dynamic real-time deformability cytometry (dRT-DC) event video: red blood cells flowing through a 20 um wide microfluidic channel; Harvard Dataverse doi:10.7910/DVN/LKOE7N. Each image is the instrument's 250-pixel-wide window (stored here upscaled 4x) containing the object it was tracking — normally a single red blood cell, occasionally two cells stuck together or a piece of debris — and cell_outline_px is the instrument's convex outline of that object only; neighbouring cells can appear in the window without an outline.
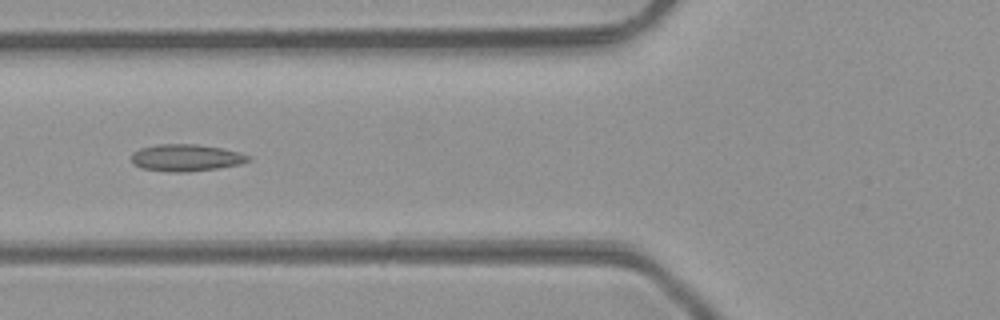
{"species": "common noctule bat (a hibernating species)", "species_latin": "Nyctalus noctula", "temperature_condition": "room temperature", "stored_images_in_passage": 34, "camera_frame_rate_fps": 3000, "um_per_image_px": 0.085, "animal": {"sex": "male", "body_mass_g": 23.1, "forearm_length_mm": 52.7}, "frame": {"image": 1, "passage_image": 5, "time_ms": 1.333, "image_size_px": [1000, 320], "cell_outline_px": [[252, 160], [240, 164], [216, 168], [188, 172], [168, 172], [140, 168], [132, 164], [132, 152], [140, 148], [156, 144], [196, 144], [220, 148], [240, 152], [252, 156]], "centroid_in_image_um": [15.8, 13.41], "position_along_channel_um": 110.0, "area_um2": 18.55}}
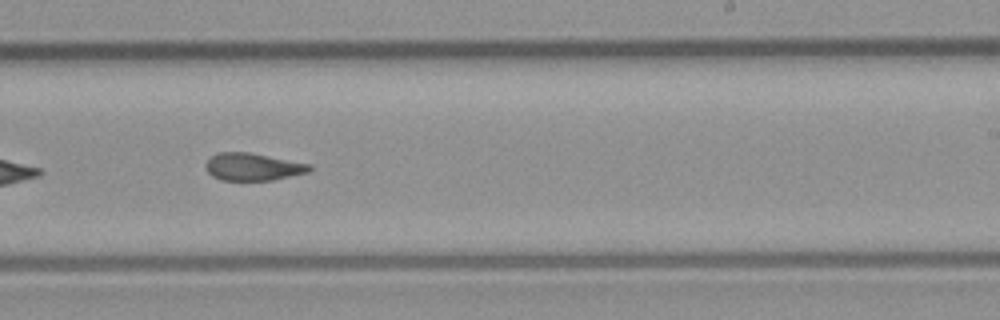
{"frame": {"image": 2, "passage_image": 16, "time_ms": 5.0, "image_size_px": [1000, 320], "cell_outline_px": [[312, 168], [308, 172], [272, 180], [220, 180], [212, 176], [208, 172], [204, 164], [216, 152], [248, 152], [312, 164]], "centroid_in_image_um": [21.48, 14.17], "position_along_channel_um": 267.5, "area_um2": 16.59}}
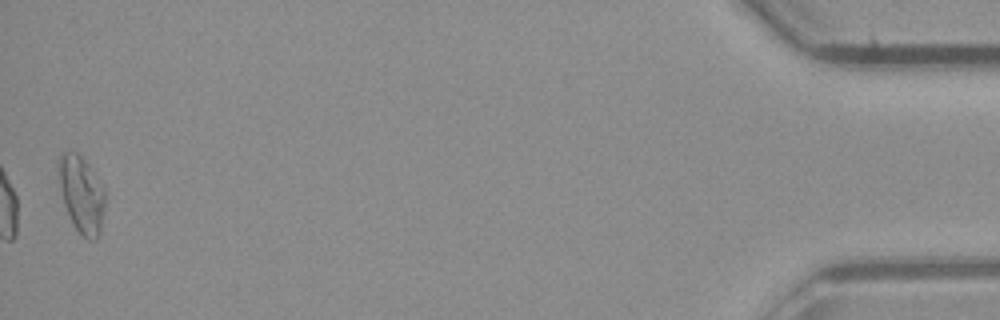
{"frame": {"image": 3, "passage_image": 34, "time_ms": 11.0, "image_size_px": [1000, 320], "cell_outline_px": [[104, 208], [100, 232], [96, 240], [88, 240], [72, 224], [64, 204], [60, 188], [56, 168], [56, 160], [64, 152], [76, 152], [88, 164], [104, 188]], "centroid_in_image_um": [6.9, 16.5], "position_along_channel_um": 428.3, "area_um2": 20.81}, "authors_computed_cell_mechanics": {"area_um2": 17.5712, "velocity_mm_per_s": 4.2855, "shape_relaxation_time_tau1_ms": null, "shape_relaxation_time_tau2_ms": 1.5326, "deformation_change_tau1": null, "deformation_change_tau2": 0.0859}}